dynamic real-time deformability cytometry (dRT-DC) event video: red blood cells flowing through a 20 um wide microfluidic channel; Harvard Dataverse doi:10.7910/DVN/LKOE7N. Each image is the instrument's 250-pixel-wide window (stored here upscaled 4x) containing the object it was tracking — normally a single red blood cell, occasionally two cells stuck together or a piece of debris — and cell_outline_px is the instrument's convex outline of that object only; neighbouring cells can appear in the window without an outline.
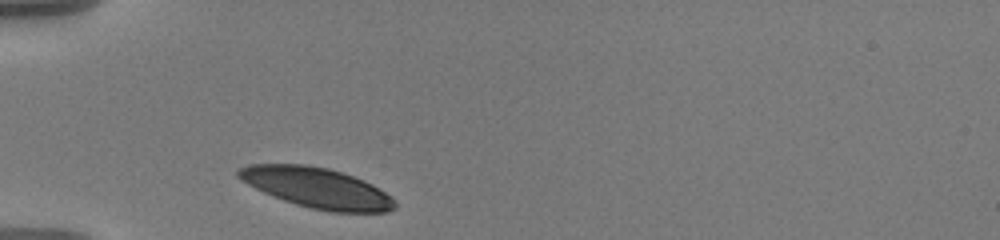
{"species": "human", "species_latin": "Homo sapiens", "temperature_condition": "warm", "stored_images_in_passage": 32, "camera_frame_rate_fps": 3000, "um_per_image_px": 0.085, "donor": {"sex": "male"}, "frame": {"image": 1, "passage_image": 1, "time_ms": 0.0, "image_size_px": [1000, 240], "cell_outline_px": [[396, 208], [388, 212], [332, 212], [312, 208], [296, 204], [284, 200], [264, 192], [248, 184], [236, 176], [236, 172], [240, 168], [248, 164], [308, 164], [328, 168], [364, 180], [372, 184], [392, 196], [396, 200]], "centroid_in_image_um": [26.97, 15.96], "position_along_channel_um": 58.0, "area_um2": 36.7}}
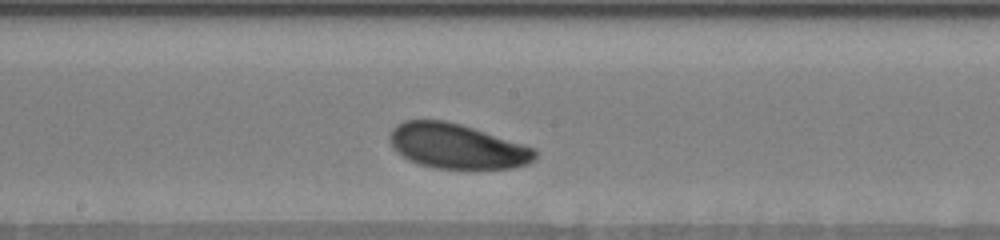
{"frame": {"image": 2, "passage_image": 15, "time_ms": 4.667, "image_size_px": [1000, 240], "cell_outline_px": [[536, 160], [528, 164], [516, 168], [436, 168], [420, 164], [408, 160], [396, 152], [392, 148], [388, 140], [388, 136], [392, 128], [396, 124], [404, 120], [444, 120], [460, 124], [536, 148]], "centroid_in_image_um": [38.81, 12.43], "position_along_channel_um": 209.4, "area_um2": 38.15}}
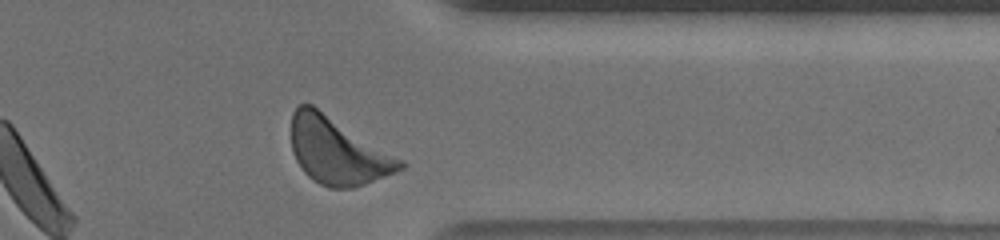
{"frame": {"image": 3, "passage_image": 30, "time_ms": 9.667, "image_size_px": [1000, 240], "cell_outline_px": [[408, 164], [404, 168], [364, 184], [352, 188], [328, 188], [312, 180], [304, 172], [296, 160], [292, 152], [292, 112], [300, 104], [312, 104], [404, 160]], "centroid_in_image_um": [28.69, 12.83], "position_along_channel_um": 382.7, "area_um2": 42.25}, "authors_computed_cell_mechanics": {"area_um2": 38.437, "velocity_mm_per_s": 3.5186, "shape_relaxation_time_tau1_ms": 1.4237, "shape_relaxation_time_tau2_ms": 8.7684, "deformation_change_tau1": 0.0984, "deformation_change_tau2": 0.1935}}